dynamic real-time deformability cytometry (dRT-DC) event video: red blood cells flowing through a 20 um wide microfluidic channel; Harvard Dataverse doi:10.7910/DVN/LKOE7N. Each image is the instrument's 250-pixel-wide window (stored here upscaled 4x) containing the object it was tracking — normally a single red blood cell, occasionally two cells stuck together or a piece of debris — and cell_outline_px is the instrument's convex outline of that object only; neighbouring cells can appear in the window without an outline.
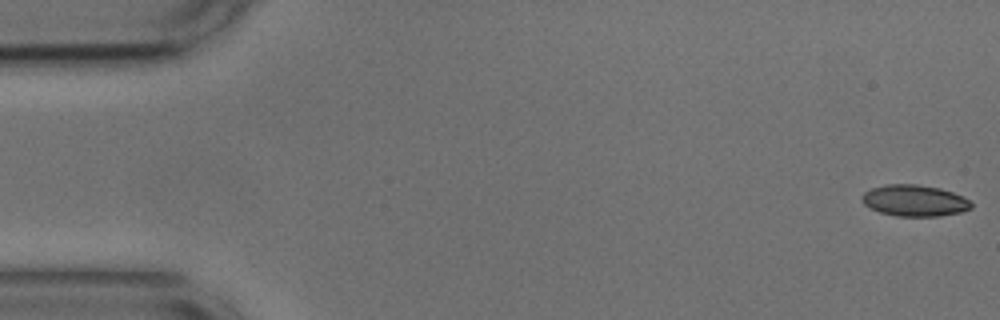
{"species": "common noctule bat (a hibernating species)", "species_latin": "Nyctalus noctula", "temperature_condition": "cold", "stored_images_in_passage": 54, "camera_frame_rate_fps": 3000, "um_per_image_px": 0.085, "animal": {"sex": "male", "body_mass_g": 17.9, "forearm_length_mm": 54.2}, "frame": {"image": 1, "passage_image": 1, "time_ms": 0.0, "image_size_px": [1000, 320], "cell_outline_px": [[972, 208], [960, 212], [940, 216], [896, 216], [880, 212], [864, 204], [860, 200], [860, 196], [864, 192], [872, 188], [884, 184], [916, 184], [940, 188], [964, 196], [972, 204]], "centroid_in_image_um": [77.72, 17.04], "position_along_channel_um": 7.3, "area_um2": 20.06}}
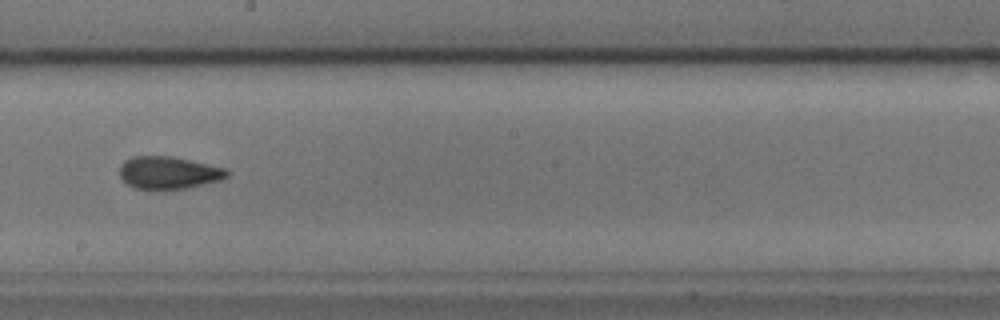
{"frame": {"image": 2, "passage_image": 30, "time_ms": 9.667, "image_size_px": [1000, 320], "cell_outline_px": [[228, 176], [220, 180], [184, 188], [136, 188], [128, 184], [120, 176], [120, 164], [124, 160], [132, 156], [172, 156], [228, 168]], "centroid_in_image_um": [14.34, 14.64], "position_along_channel_um": 233.9, "area_um2": 20.06}}
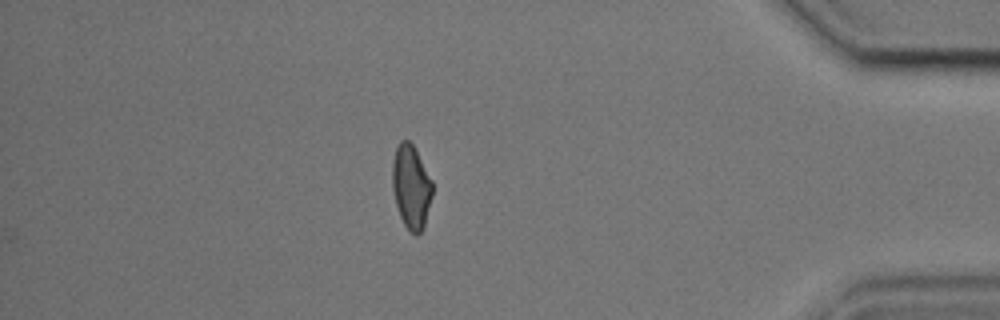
{"frame": {"image": 3, "passage_image": 47, "time_ms": 15.333, "image_size_px": [1000, 320], "cell_outline_px": [[432, 196], [424, 228], [416, 236], [404, 224], [400, 216], [396, 204], [392, 188], [392, 160], [396, 148], [400, 140], [408, 140], [412, 144], [432, 180]], "centroid_in_image_um": [34.94, 15.88], "position_along_channel_um": 400.3, "area_um2": 19.48}, "authors_computed_cell_mechanics": {"area_um2": 20.2589, "velocity_mm_per_s": 3.6527, "shape_relaxation_time_tau1_ms": 4.3555, "shape_relaxation_time_tau2_ms": 1.7002, "deformation_change_tau1": 0.123, "deformation_change_tau2": 0.0719}}